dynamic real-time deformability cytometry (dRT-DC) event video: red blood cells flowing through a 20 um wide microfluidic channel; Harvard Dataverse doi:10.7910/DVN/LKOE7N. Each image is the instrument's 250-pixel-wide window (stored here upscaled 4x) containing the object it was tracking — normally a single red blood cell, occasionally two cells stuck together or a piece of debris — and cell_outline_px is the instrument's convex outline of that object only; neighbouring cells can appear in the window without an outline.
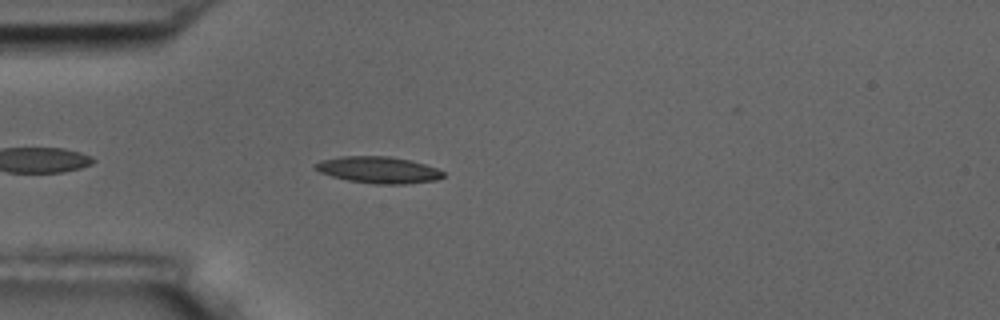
{"species": "common noctule bat (a hibernating species)", "species_latin": "Nyctalus noctula", "temperature_condition": "room temperature", "stored_images_in_passage": 4, "camera_frame_rate_fps": 3000, "um_per_image_px": 0.085, "animal": {"sex": "male", "body_mass_g": 17.5, "forearm_length_mm": 52.3}, "frame": {"image": 1, "passage_image": 4, "time_ms": 3.333, "image_size_px": [1000, 320], "cell_outline_px": [[444, 176], [436, 180], [404, 184], [376, 184], [348, 180], [332, 176], [320, 172], [312, 168], [312, 164], [320, 160], [340, 156], [388, 156], [412, 160], [436, 168], [444, 172]], "centroid_in_image_um": [32.12, 14.43], "position_along_channel_um": 52.9, "area_um2": 19.94}}